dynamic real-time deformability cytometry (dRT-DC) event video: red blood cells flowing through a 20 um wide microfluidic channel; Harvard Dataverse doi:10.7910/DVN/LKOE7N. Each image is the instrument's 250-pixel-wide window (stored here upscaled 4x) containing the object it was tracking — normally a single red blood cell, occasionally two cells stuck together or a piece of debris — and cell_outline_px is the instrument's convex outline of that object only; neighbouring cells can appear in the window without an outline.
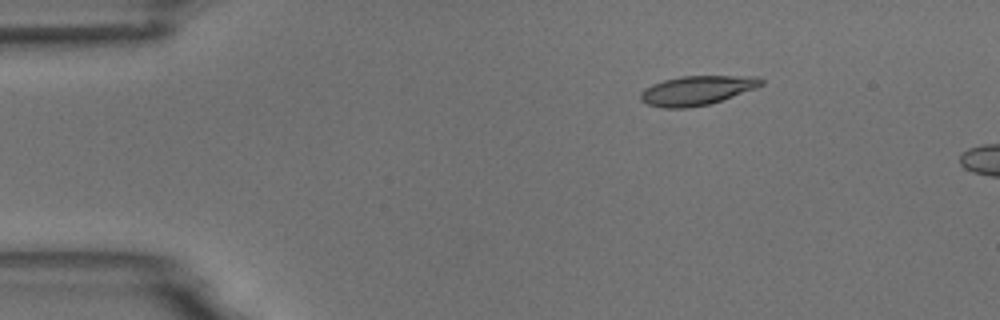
{"species": "common noctule bat (a hibernating species)", "species_latin": "Nyctalus noctula", "temperature_condition": "room temperature", "stored_images_in_passage": 2, "camera_frame_rate_fps": 3000, "um_per_image_px": 0.085, "animal": {"sex": "male", "body_mass_g": 18.8}, "frame": {"image": 1, "passage_image": 1, "time_ms": 0.0, "image_size_px": [1000, 320], "cell_outline_px": [[764, 84], [756, 88], [708, 104], [688, 108], [664, 108], [648, 104], [640, 100], [640, 92], [644, 88], [652, 84], [664, 80], [680, 76], [760, 76], [764, 80]], "centroid_in_image_um": [59.23, 7.67], "position_along_channel_um": 25.8, "area_um2": 20.58}}